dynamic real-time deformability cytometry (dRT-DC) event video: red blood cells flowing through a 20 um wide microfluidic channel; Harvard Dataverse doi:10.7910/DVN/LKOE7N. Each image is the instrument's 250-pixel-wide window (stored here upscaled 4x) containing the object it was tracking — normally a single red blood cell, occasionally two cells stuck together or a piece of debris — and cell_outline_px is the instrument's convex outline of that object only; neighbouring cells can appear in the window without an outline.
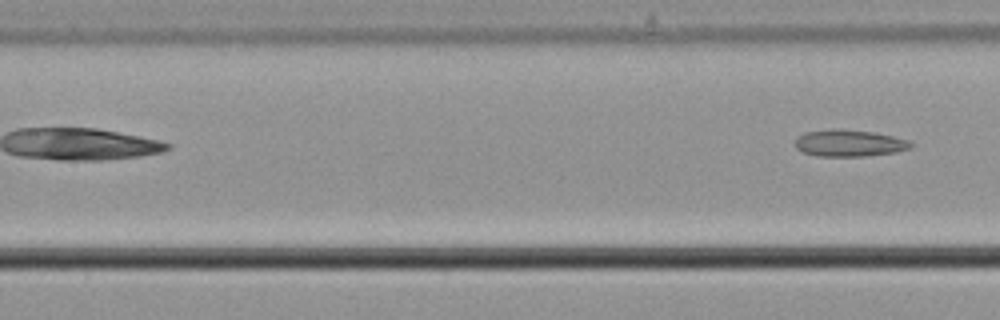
{"species": "common noctule bat (a hibernating species)", "species_latin": "Nyctalus noctula", "temperature_condition": "cold", "stored_images_in_passage": 4, "segment_of_instrument_passage": [2, 2], "camera_frame_rate_fps": 3000, "um_per_image_px": 0.085, "animal": {"sex": "male", "body_mass_g": 21.5, "forearm_length_mm": 52.0}, "frame": {"image": 1, "passage_image": 4, "time_ms": 1.0, "image_size_px": [1000, 320], "cell_outline_px": [[912, 148], [896, 152], [864, 156], [816, 156], [804, 152], [796, 148], [796, 136], [804, 132], [832, 128], [840, 128], [872, 132], [892, 136], [908, 140], [912, 144]], "centroid_in_image_um": [72.16, 12.15], "position_along_channel_um": 135.2, "area_um2": 18.15}}